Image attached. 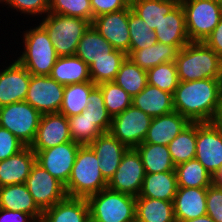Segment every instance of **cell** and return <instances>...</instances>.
I'll list each match as a JSON object with an SVG mask.
<instances>
[{"mask_svg":"<svg viewBox=\"0 0 222 222\" xmlns=\"http://www.w3.org/2000/svg\"><path fill=\"white\" fill-rule=\"evenodd\" d=\"M144 178L145 170L140 154L135 148H129L123 155L117 171L108 181L107 188L138 197Z\"/></svg>","mask_w":222,"mask_h":222,"instance_id":"cell-11","label":"cell"},{"mask_svg":"<svg viewBox=\"0 0 222 222\" xmlns=\"http://www.w3.org/2000/svg\"><path fill=\"white\" fill-rule=\"evenodd\" d=\"M113 50V46L91 24L80 39L75 56L90 66L95 60L112 58Z\"/></svg>","mask_w":222,"mask_h":222,"instance_id":"cell-28","label":"cell"},{"mask_svg":"<svg viewBox=\"0 0 222 222\" xmlns=\"http://www.w3.org/2000/svg\"><path fill=\"white\" fill-rule=\"evenodd\" d=\"M211 123L222 133V101L219 107L217 108Z\"/></svg>","mask_w":222,"mask_h":222,"instance_id":"cell-50","label":"cell"},{"mask_svg":"<svg viewBox=\"0 0 222 222\" xmlns=\"http://www.w3.org/2000/svg\"><path fill=\"white\" fill-rule=\"evenodd\" d=\"M42 114L25 101L0 107V126L15 135L25 146L36 137Z\"/></svg>","mask_w":222,"mask_h":222,"instance_id":"cell-8","label":"cell"},{"mask_svg":"<svg viewBox=\"0 0 222 222\" xmlns=\"http://www.w3.org/2000/svg\"><path fill=\"white\" fill-rule=\"evenodd\" d=\"M92 25L114 49L129 53L128 8L100 15L93 19Z\"/></svg>","mask_w":222,"mask_h":222,"instance_id":"cell-16","label":"cell"},{"mask_svg":"<svg viewBox=\"0 0 222 222\" xmlns=\"http://www.w3.org/2000/svg\"><path fill=\"white\" fill-rule=\"evenodd\" d=\"M90 222H135L136 197L103 189L87 198Z\"/></svg>","mask_w":222,"mask_h":222,"instance_id":"cell-6","label":"cell"},{"mask_svg":"<svg viewBox=\"0 0 222 222\" xmlns=\"http://www.w3.org/2000/svg\"><path fill=\"white\" fill-rule=\"evenodd\" d=\"M36 153L25 146L15 155L0 161V187L25 183L33 165Z\"/></svg>","mask_w":222,"mask_h":222,"instance_id":"cell-20","label":"cell"},{"mask_svg":"<svg viewBox=\"0 0 222 222\" xmlns=\"http://www.w3.org/2000/svg\"><path fill=\"white\" fill-rule=\"evenodd\" d=\"M179 81L222 79V58L204 42H189L176 56Z\"/></svg>","mask_w":222,"mask_h":222,"instance_id":"cell-3","label":"cell"},{"mask_svg":"<svg viewBox=\"0 0 222 222\" xmlns=\"http://www.w3.org/2000/svg\"><path fill=\"white\" fill-rule=\"evenodd\" d=\"M195 158L213 177L222 168V133L211 122H196Z\"/></svg>","mask_w":222,"mask_h":222,"instance_id":"cell-13","label":"cell"},{"mask_svg":"<svg viewBox=\"0 0 222 222\" xmlns=\"http://www.w3.org/2000/svg\"><path fill=\"white\" fill-rule=\"evenodd\" d=\"M0 6L7 8L15 13L20 12V15L24 17L43 18L49 13V0H0ZM7 6V7H6ZM15 10V11H14Z\"/></svg>","mask_w":222,"mask_h":222,"instance_id":"cell-44","label":"cell"},{"mask_svg":"<svg viewBox=\"0 0 222 222\" xmlns=\"http://www.w3.org/2000/svg\"><path fill=\"white\" fill-rule=\"evenodd\" d=\"M206 209L215 222H222V188L214 183L207 187Z\"/></svg>","mask_w":222,"mask_h":222,"instance_id":"cell-45","label":"cell"},{"mask_svg":"<svg viewBox=\"0 0 222 222\" xmlns=\"http://www.w3.org/2000/svg\"><path fill=\"white\" fill-rule=\"evenodd\" d=\"M179 3L180 0H130V7L154 31Z\"/></svg>","mask_w":222,"mask_h":222,"instance_id":"cell-32","label":"cell"},{"mask_svg":"<svg viewBox=\"0 0 222 222\" xmlns=\"http://www.w3.org/2000/svg\"><path fill=\"white\" fill-rule=\"evenodd\" d=\"M50 77L64 86L91 81L89 66L75 55L58 57Z\"/></svg>","mask_w":222,"mask_h":222,"instance_id":"cell-27","label":"cell"},{"mask_svg":"<svg viewBox=\"0 0 222 222\" xmlns=\"http://www.w3.org/2000/svg\"><path fill=\"white\" fill-rule=\"evenodd\" d=\"M72 141L68 118L61 113L43 114L39 121L36 137L30 148L37 153Z\"/></svg>","mask_w":222,"mask_h":222,"instance_id":"cell-17","label":"cell"},{"mask_svg":"<svg viewBox=\"0 0 222 222\" xmlns=\"http://www.w3.org/2000/svg\"><path fill=\"white\" fill-rule=\"evenodd\" d=\"M132 105L152 118L159 117L174 111L173 94L147 84L141 92L132 97Z\"/></svg>","mask_w":222,"mask_h":222,"instance_id":"cell-24","label":"cell"},{"mask_svg":"<svg viewBox=\"0 0 222 222\" xmlns=\"http://www.w3.org/2000/svg\"><path fill=\"white\" fill-rule=\"evenodd\" d=\"M213 183L222 188V168L213 177Z\"/></svg>","mask_w":222,"mask_h":222,"instance_id":"cell-52","label":"cell"},{"mask_svg":"<svg viewBox=\"0 0 222 222\" xmlns=\"http://www.w3.org/2000/svg\"><path fill=\"white\" fill-rule=\"evenodd\" d=\"M107 184L94 151L88 145H81L65 186L67 197L87 199L106 189Z\"/></svg>","mask_w":222,"mask_h":222,"instance_id":"cell-4","label":"cell"},{"mask_svg":"<svg viewBox=\"0 0 222 222\" xmlns=\"http://www.w3.org/2000/svg\"><path fill=\"white\" fill-rule=\"evenodd\" d=\"M184 222H215L209 215H204Z\"/></svg>","mask_w":222,"mask_h":222,"instance_id":"cell-51","label":"cell"},{"mask_svg":"<svg viewBox=\"0 0 222 222\" xmlns=\"http://www.w3.org/2000/svg\"><path fill=\"white\" fill-rule=\"evenodd\" d=\"M168 150L174 165L195 158L196 153V122H191L169 144Z\"/></svg>","mask_w":222,"mask_h":222,"instance_id":"cell-36","label":"cell"},{"mask_svg":"<svg viewBox=\"0 0 222 222\" xmlns=\"http://www.w3.org/2000/svg\"><path fill=\"white\" fill-rule=\"evenodd\" d=\"M85 114L88 115L104 133L109 132L112 117L107 112L103 94L98 86L90 92Z\"/></svg>","mask_w":222,"mask_h":222,"instance_id":"cell-42","label":"cell"},{"mask_svg":"<svg viewBox=\"0 0 222 222\" xmlns=\"http://www.w3.org/2000/svg\"><path fill=\"white\" fill-rule=\"evenodd\" d=\"M103 94L108 114L113 118L132 105V96L114 81L97 85Z\"/></svg>","mask_w":222,"mask_h":222,"instance_id":"cell-40","label":"cell"},{"mask_svg":"<svg viewBox=\"0 0 222 222\" xmlns=\"http://www.w3.org/2000/svg\"><path fill=\"white\" fill-rule=\"evenodd\" d=\"M2 65L0 69V107L24 101L31 74L16 59ZM8 64V65H7Z\"/></svg>","mask_w":222,"mask_h":222,"instance_id":"cell-15","label":"cell"},{"mask_svg":"<svg viewBox=\"0 0 222 222\" xmlns=\"http://www.w3.org/2000/svg\"><path fill=\"white\" fill-rule=\"evenodd\" d=\"M49 13L82 18L92 24L90 0H49Z\"/></svg>","mask_w":222,"mask_h":222,"instance_id":"cell-43","label":"cell"},{"mask_svg":"<svg viewBox=\"0 0 222 222\" xmlns=\"http://www.w3.org/2000/svg\"><path fill=\"white\" fill-rule=\"evenodd\" d=\"M65 86L50 76L31 75L25 102L39 113H59Z\"/></svg>","mask_w":222,"mask_h":222,"instance_id":"cell-12","label":"cell"},{"mask_svg":"<svg viewBox=\"0 0 222 222\" xmlns=\"http://www.w3.org/2000/svg\"><path fill=\"white\" fill-rule=\"evenodd\" d=\"M222 101V79L180 81L173 93L174 111L190 122H211Z\"/></svg>","mask_w":222,"mask_h":222,"instance_id":"cell-1","label":"cell"},{"mask_svg":"<svg viewBox=\"0 0 222 222\" xmlns=\"http://www.w3.org/2000/svg\"><path fill=\"white\" fill-rule=\"evenodd\" d=\"M204 43L222 58V17Z\"/></svg>","mask_w":222,"mask_h":222,"instance_id":"cell-48","label":"cell"},{"mask_svg":"<svg viewBox=\"0 0 222 222\" xmlns=\"http://www.w3.org/2000/svg\"><path fill=\"white\" fill-rule=\"evenodd\" d=\"M135 149L140 154L145 174L175 171L168 146L142 143Z\"/></svg>","mask_w":222,"mask_h":222,"instance_id":"cell-31","label":"cell"},{"mask_svg":"<svg viewBox=\"0 0 222 222\" xmlns=\"http://www.w3.org/2000/svg\"><path fill=\"white\" fill-rule=\"evenodd\" d=\"M96 86L92 81L66 85L59 113L67 118L80 114L85 110L90 92Z\"/></svg>","mask_w":222,"mask_h":222,"instance_id":"cell-33","label":"cell"},{"mask_svg":"<svg viewBox=\"0 0 222 222\" xmlns=\"http://www.w3.org/2000/svg\"><path fill=\"white\" fill-rule=\"evenodd\" d=\"M126 58L127 54L125 52L114 49L112 58L95 60L89 66L91 81L96 85L113 81Z\"/></svg>","mask_w":222,"mask_h":222,"instance_id":"cell-37","label":"cell"},{"mask_svg":"<svg viewBox=\"0 0 222 222\" xmlns=\"http://www.w3.org/2000/svg\"><path fill=\"white\" fill-rule=\"evenodd\" d=\"M113 81L133 97L147 86V71L127 57Z\"/></svg>","mask_w":222,"mask_h":222,"instance_id":"cell-35","label":"cell"},{"mask_svg":"<svg viewBox=\"0 0 222 222\" xmlns=\"http://www.w3.org/2000/svg\"><path fill=\"white\" fill-rule=\"evenodd\" d=\"M24 184L42 212L67 197L65 186L37 162Z\"/></svg>","mask_w":222,"mask_h":222,"instance_id":"cell-10","label":"cell"},{"mask_svg":"<svg viewBox=\"0 0 222 222\" xmlns=\"http://www.w3.org/2000/svg\"><path fill=\"white\" fill-rule=\"evenodd\" d=\"M135 222H176L173 202L136 197Z\"/></svg>","mask_w":222,"mask_h":222,"instance_id":"cell-30","label":"cell"},{"mask_svg":"<svg viewBox=\"0 0 222 222\" xmlns=\"http://www.w3.org/2000/svg\"><path fill=\"white\" fill-rule=\"evenodd\" d=\"M24 147L15 135L0 126V161L15 155Z\"/></svg>","mask_w":222,"mask_h":222,"instance_id":"cell-46","label":"cell"},{"mask_svg":"<svg viewBox=\"0 0 222 222\" xmlns=\"http://www.w3.org/2000/svg\"><path fill=\"white\" fill-rule=\"evenodd\" d=\"M128 27L130 33L129 50H140L156 44V33L149 28L145 20L135 14L131 7H128Z\"/></svg>","mask_w":222,"mask_h":222,"instance_id":"cell-38","label":"cell"},{"mask_svg":"<svg viewBox=\"0 0 222 222\" xmlns=\"http://www.w3.org/2000/svg\"><path fill=\"white\" fill-rule=\"evenodd\" d=\"M88 146L99 159V168L107 181L117 171L123 155L129 149L110 132L102 133Z\"/></svg>","mask_w":222,"mask_h":222,"instance_id":"cell-18","label":"cell"},{"mask_svg":"<svg viewBox=\"0 0 222 222\" xmlns=\"http://www.w3.org/2000/svg\"><path fill=\"white\" fill-rule=\"evenodd\" d=\"M0 208L20 211L32 217L42 216L24 183L0 187Z\"/></svg>","mask_w":222,"mask_h":222,"instance_id":"cell-26","label":"cell"},{"mask_svg":"<svg viewBox=\"0 0 222 222\" xmlns=\"http://www.w3.org/2000/svg\"><path fill=\"white\" fill-rule=\"evenodd\" d=\"M178 187L203 188L213 183V176L196 159L175 166Z\"/></svg>","mask_w":222,"mask_h":222,"instance_id":"cell-34","label":"cell"},{"mask_svg":"<svg viewBox=\"0 0 222 222\" xmlns=\"http://www.w3.org/2000/svg\"><path fill=\"white\" fill-rule=\"evenodd\" d=\"M68 124L72 141L81 145H89L99 135L104 133L94 121L85 114V110L78 115L68 117Z\"/></svg>","mask_w":222,"mask_h":222,"instance_id":"cell-39","label":"cell"},{"mask_svg":"<svg viewBox=\"0 0 222 222\" xmlns=\"http://www.w3.org/2000/svg\"><path fill=\"white\" fill-rule=\"evenodd\" d=\"M31 217L27 213L0 208V222H27Z\"/></svg>","mask_w":222,"mask_h":222,"instance_id":"cell-49","label":"cell"},{"mask_svg":"<svg viewBox=\"0 0 222 222\" xmlns=\"http://www.w3.org/2000/svg\"><path fill=\"white\" fill-rule=\"evenodd\" d=\"M37 20L47 31L59 57L74 56L80 39L91 25L88 20L57 13H48Z\"/></svg>","mask_w":222,"mask_h":222,"instance_id":"cell-5","label":"cell"},{"mask_svg":"<svg viewBox=\"0 0 222 222\" xmlns=\"http://www.w3.org/2000/svg\"><path fill=\"white\" fill-rule=\"evenodd\" d=\"M190 123L186 117L176 111L154 117L143 143L168 146Z\"/></svg>","mask_w":222,"mask_h":222,"instance_id":"cell-21","label":"cell"},{"mask_svg":"<svg viewBox=\"0 0 222 222\" xmlns=\"http://www.w3.org/2000/svg\"><path fill=\"white\" fill-rule=\"evenodd\" d=\"M152 119L142 110L131 105L112 118L109 132L126 147L136 148L143 143Z\"/></svg>","mask_w":222,"mask_h":222,"instance_id":"cell-9","label":"cell"},{"mask_svg":"<svg viewBox=\"0 0 222 222\" xmlns=\"http://www.w3.org/2000/svg\"><path fill=\"white\" fill-rule=\"evenodd\" d=\"M148 84L159 89L174 93L179 84V78L175 62L157 65L147 71Z\"/></svg>","mask_w":222,"mask_h":222,"instance_id":"cell-41","label":"cell"},{"mask_svg":"<svg viewBox=\"0 0 222 222\" xmlns=\"http://www.w3.org/2000/svg\"><path fill=\"white\" fill-rule=\"evenodd\" d=\"M190 42H204L222 17L220 0H180Z\"/></svg>","mask_w":222,"mask_h":222,"instance_id":"cell-7","label":"cell"},{"mask_svg":"<svg viewBox=\"0 0 222 222\" xmlns=\"http://www.w3.org/2000/svg\"><path fill=\"white\" fill-rule=\"evenodd\" d=\"M93 19L111 12L126 9L130 6V0H90Z\"/></svg>","mask_w":222,"mask_h":222,"instance_id":"cell-47","label":"cell"},{"mask_svg":"<svg viewBox=\"0 0 222 222\" xmlns=\"http://www.w3.org/2000/svg\"><path fill=\"white\" fill-rule=\"evenodd\" d=\"M81 144L69 141L36 153V162L64 186L68 182Z\"/></svg>","mask_w":222,"mask_h":222,"instance_id":"cell-14","label":"cell"},{"mask_svg":"<svg viewBox=\"0 0 222 222\" xmlns=\"http://www.w3.org/2000/svg\"><path fill=\"white\" fill-rule=\"evenodd\" d=\"M206 196L207 187H178L173 200L175 221L184 222L206 215Z\"/></svg>","mask_w":222,"mask_h":222,"instance_id":"cell-19","label":"cell"},{"mask_svg":"<svg viewBox=\"0 0 222 222\" xmlns=\"http://www.w3.org/2000/svg\"><path fill=\"white\" fill-rule=\"evenodd\" d=\"M42 222H90L87 199L66 197L43 211Z\"/></svg>","mask_w":222,"mask_h":222,"instance_id":"cell-23","label":"cell"},{"mask_svg":"<svg viewBox=\"0 0 222 222\" xmlns=\"http://www.w3.org/2000/svg\"><path fill=\"white\" fill-rule=\"evenodd\" d=\"M177 189L178 185L175 171L145 174L138 197L173 202Z\"/></svg>","mask_w":222,"mask_h":222,"instance_id":"cell-25","label":"cell"},{"mask_svg":"<svg viewBox=\"0 0 222 222\" xmlns=\"http://www.w3.org/2000/svg\"><path fill=\"white\" fill-rule=\"evenodd\" d=\"M37 24L23 30L20 44L22 43L21 46L24 48L21 49L20 54H17L18 50H16L15 56L18 55V57L14 59L31 75L50 76L59 56L45 28L39 22Z\"/></svg>","mask_w":222,"mask_h":222,"instance_id":"cell-2","label":"cell"},{"mask_svg":"<svg viewBox=\"0 0 222 222\" xmlns=\"http://www.w3.org/2000/svg\"><path fill=\"white\" fill-rule=\"evenodd\" d=\"M178 51L179 49L176 46L157 42L144 49L129 50L127 57L140 68L148 71L157 65L175 62Z\"/></svg>","mask_w":222,"mask_h":222,"instance_id":"cell-29","label":"cell"},{"mask_svg":"<svg viewBox=\"0 0 222 222\" xmlns=\"http://www.w3.org/2000/svg\"><path fill=\"white\" fill-rule=\"evenodd\" d=\"M154 32L158 42L176 46L179 50L190 42L186 31L185 14L180 3L162 18Z\"/></svg>","mask_w":222,"mask_h":222,"instance_id":"cell-22","label":"cell"},{"mask_svg":"<svg viewBox=\"0 0 222 222\" xmlns=\"http://www.w3.org/2000/svg\"><path fill=\"white\" fill-rule=\"evenodd\" d=\"M27 222H42V216L31 217Z\"/></svg>","mask_w":222,"mask_h":222,"instance_id":"cell-53","label":"cell"}]
</instances>
